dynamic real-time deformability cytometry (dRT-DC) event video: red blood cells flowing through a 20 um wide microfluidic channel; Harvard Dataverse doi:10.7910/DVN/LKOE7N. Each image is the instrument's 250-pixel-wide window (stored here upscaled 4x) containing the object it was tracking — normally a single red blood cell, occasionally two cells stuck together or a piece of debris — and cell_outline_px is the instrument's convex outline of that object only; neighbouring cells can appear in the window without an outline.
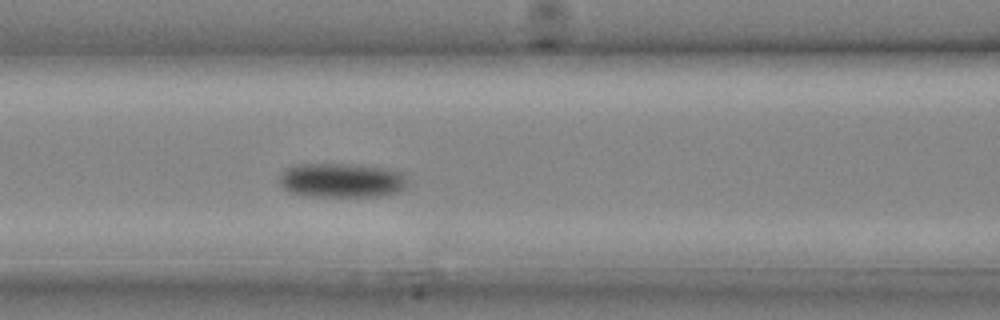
{"species": "common noctule bat (a hibernating species)", "species_latin": "Nyctalus noctula", "temperature_condition": "cold", "stored_images_in_passage": 7, "camera_frame_rate_fps": 3000, "um_per_image_px": 0.085, "animal": {"sex": "male", "body_mass_g": 20.4}, "frame": {"image": 1, "passage_image": 7, "time_ms": 2.0, "image_size_px": [1000, 320], "cell_outline_px": [[404, 188], [388, 196], [312, 196], [292, 192], [284, 188], [280, 184], [280, 172], [284, 168], [296, 164], [356, 164], [388, 168], [404, 172]], "centroid_in_image_um": [29.03, 15.31], "position_along_channel_um": 137.6, "area_um2": 25.78}}